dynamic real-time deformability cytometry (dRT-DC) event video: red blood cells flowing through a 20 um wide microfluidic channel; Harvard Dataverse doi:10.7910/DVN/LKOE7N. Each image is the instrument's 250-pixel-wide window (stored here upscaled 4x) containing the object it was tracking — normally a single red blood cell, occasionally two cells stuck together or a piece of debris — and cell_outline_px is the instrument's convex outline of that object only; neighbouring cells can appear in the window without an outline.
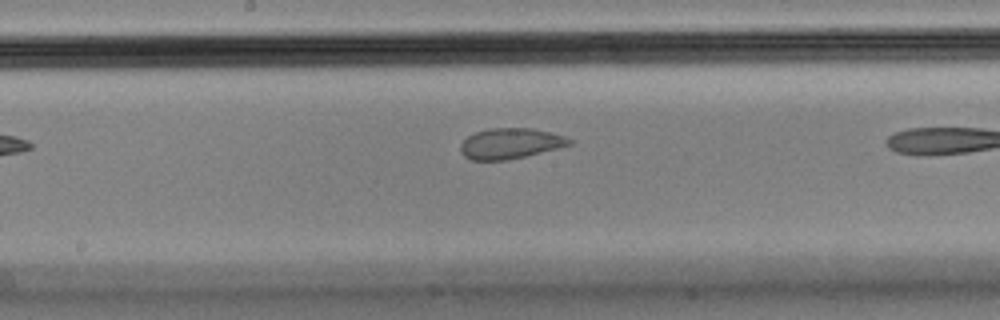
{"species": "Egyptian fruit bat (a non-hibernating species)", "species_latin": "Rousettus aegyptiacus", "temperature_condition": "cold", "stored_images_in_passage": 9, "camera_frame_rate_fps": 3000, "um_per_image_px": 0.085, "animal": {"sex": "male"}, "frame": {"image": 1, "passage_image": 8, "time_ms": 2.333, "image_size_px": [1000, 320], "cell_outline_px": [[572, 144], [560, 148], [508, 160], [468, 160], [460, 152], [460, 144], [468, 136], [476, 132], [488, 128], [532, 128], [564, 136], [572, 140]], "centroid_in_image_um": [43.36, 12.2], "position_along_channel_um": 204.8, "area_um2": 19.48}}